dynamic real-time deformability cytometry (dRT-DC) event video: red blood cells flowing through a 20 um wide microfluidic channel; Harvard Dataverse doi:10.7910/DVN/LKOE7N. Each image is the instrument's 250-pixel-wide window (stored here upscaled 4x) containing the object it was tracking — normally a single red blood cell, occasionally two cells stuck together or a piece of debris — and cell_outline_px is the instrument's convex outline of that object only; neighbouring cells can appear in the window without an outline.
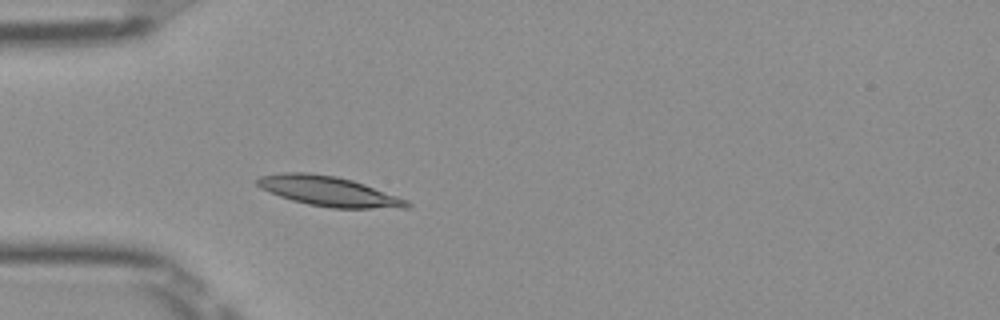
{"species": "Egyptian fruit bat (a non-hibernating species)", "species_latin": "Rousettus aegyptiacus", "temperature_condition": "room temperature", "stored_images_in_passage": 37, "camera_frame_rate_fps": 3000, "um_per_image_px": 0.085, "frame": {"image": 1, "passage_image": 1, "time_ms": 0.0, "image_size_px": [1000, 320], "cell_outline_px": [[412, 204], [408, 208], [332, 208], [308, 204], [292, 200], [280, 196], [260, 188], [256, 184], [256, 180], [260, 176], [284, 172], [308, 172], [336, 176], [352, 180], [364, 184], [408, 200]], "centroid_in_image_um": [27.94, 16.25], "position_along_channel_um": 57.1, "area_um2": 25.95}}
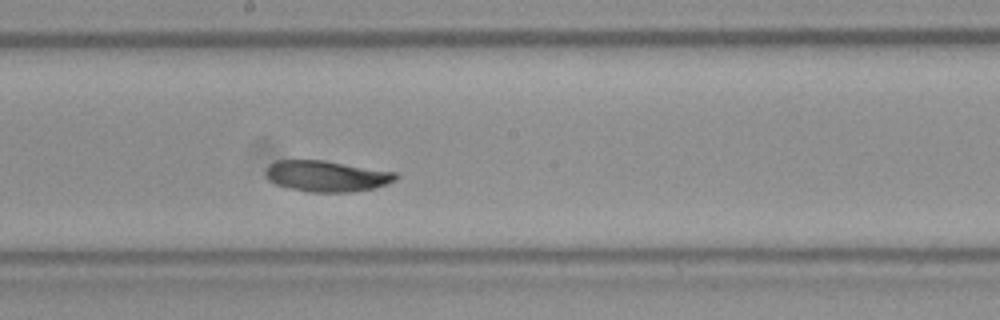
{"frame": {"image": 2, "passage_image": 14, "time_ms": 4.333, "image_size_px": [1000, 320], "cell_outline_px": [[400, 176], [396, 180], [388, 184], [376, 188], [352, 192], [308, 192], [288, 188], [276, 184], [264, 172], [268, 164], [276, 160], [324, 160], [396, 172]], "centroid_in_image_um": [27.8, 14.97], "position_along_channel_um": 220.4, "area_um2": 23.7}}
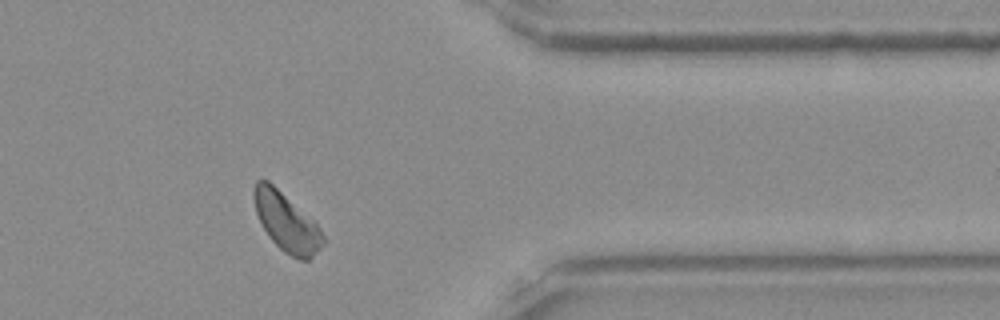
{"frame": {"image": 3, "passage_image": 28, "time_ms": 9.0, "image_size_px": [1000, 320], "cell_outline_px": [[328, 240], [308, 260], [300, 260], [284, 252], [272, 240], [264, 228], [256, 212], [252, 196], [252, 188], [256, 180], [268, 180], [312, 220], [320, 228]], "centroid_in_image_um": [24.35, 18.88], "position_along_channel_um": 387.1, "area_um2": 23.24}, "authors_computed_cell_mechanics": {"area_um2": 23.6402, "velocity_mm_per_s": 3.9091, "shape_relaxation_time_tau1_ms": 3.4885, "shape_relaxation_time_tau2_ms": null, "deformation_change_tau1": 0.1056, "deformation_change_tau2": null}}